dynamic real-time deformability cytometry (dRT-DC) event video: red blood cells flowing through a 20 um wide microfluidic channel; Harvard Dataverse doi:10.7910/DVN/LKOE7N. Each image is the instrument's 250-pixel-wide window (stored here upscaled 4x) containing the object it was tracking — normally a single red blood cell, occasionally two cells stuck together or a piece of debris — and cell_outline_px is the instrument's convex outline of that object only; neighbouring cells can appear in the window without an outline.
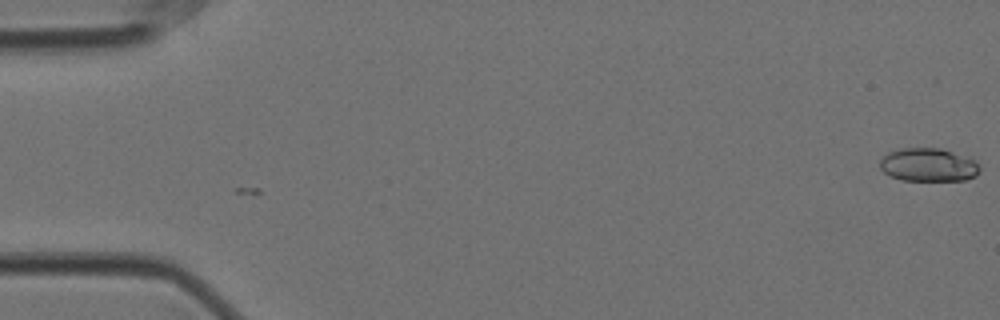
{"species": "Egyptian fruit bat (a non-hibernating species)", "species_latin": "Rousettus aegyptiacus", "temperature_condition": "cold", "stored_images_in_passage": 2, "camera_frame_rate_fps": 3000, "um_per_image_px": 0.085, "animal": {"sex": "female"}, "frame": {"image": 1, "passage_image": 2, "time_ms": 0.333, "image_size_px": [1000, 320], "cell_outline_px": [[980, 172], [976, 176], [964, 180], [900, 180], [884, 172], [880, 168], [880, 160], [888, 152], [900, 148], [940, 148], [952, 152], [972, 160], [980, 168]], "centroid_in_image_um": [78.87, 14.02], "position_along_channel_um": 6.1, "area_um2": 19.13}}